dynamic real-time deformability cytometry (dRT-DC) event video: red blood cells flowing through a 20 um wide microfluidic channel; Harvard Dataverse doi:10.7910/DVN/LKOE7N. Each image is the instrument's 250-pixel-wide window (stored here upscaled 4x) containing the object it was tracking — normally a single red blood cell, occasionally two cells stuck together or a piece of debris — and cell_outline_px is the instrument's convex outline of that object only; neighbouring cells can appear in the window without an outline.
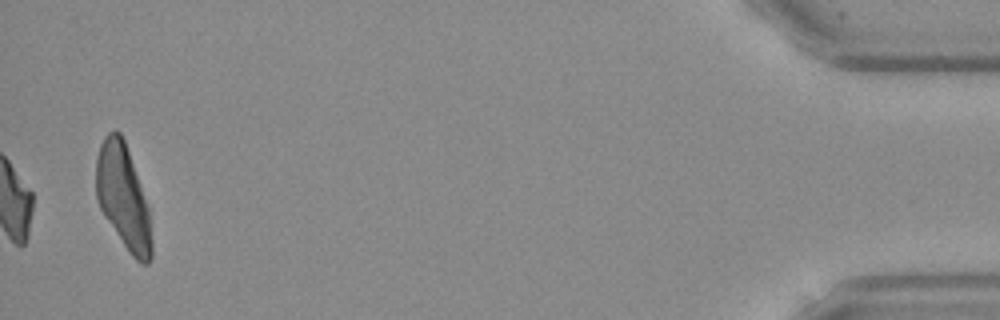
{"species": "Egyptian fruit bat (a non-hibernating species)", "species_latin": "Rousettus aegyptiacus", "temperature_condition": "warm", "stored_images_in_passage": 37, "camera_frame_rate_fps": 3000, "um_per_image_px": 0.085, "frame": {"image": 1, "passage_image": 37, "time_ms": 12.0, "image_size_px": [1000, 320], "cell_outline_px": [[152, 256], [148, 264], [140, 264], [132, 256], [104, 216], [96, 200], [96, 156], [100, 144], [104, 136], [108, 132], [116, 128], [120, 132], [124, 140], [148, 208], [152, 244]], "centroid_in_image_um": [10.44, 16.73], "position_along_channel_um": 424.8, "area_um2": 33.41}}